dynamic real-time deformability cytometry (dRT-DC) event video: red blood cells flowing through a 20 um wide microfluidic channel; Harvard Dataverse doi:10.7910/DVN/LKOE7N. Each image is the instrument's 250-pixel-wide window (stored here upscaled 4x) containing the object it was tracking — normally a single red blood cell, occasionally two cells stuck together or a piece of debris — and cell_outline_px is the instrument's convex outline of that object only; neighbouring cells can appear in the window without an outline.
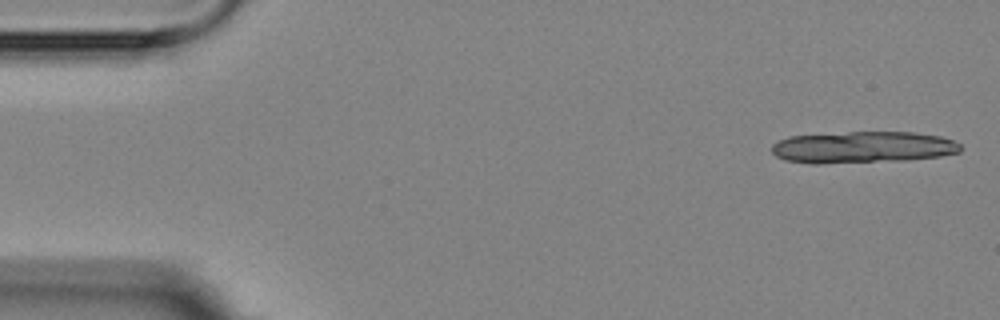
{"species": "Egyptian fruit bat (a non-hibernating species)", "species_latin": "Rousettus aegyptiacus", "temperature_condition": "room temperature", "stored_images_in_passage": 5, "camera_frame_rate_fps": 3000, "um_per_image_px": 0.085, "animal": {"sex": "female"}, "frame": {"image": 1, "passage_image": 1, "time_ms": 0.0, "image_size_px": [1000, 320], "cell_outline_px": [[960, 152], [940, 156], [908, 160], [816, 164], [812, 164], [784, 160], [776, 156], [772, 152], [772, 144], [788, 136], [848, 132], [912, 132], [940, 136], [952, 140], [960, 144]], "centroid_in_image_um": [73.31, 12.52], "position_along_channel_um": 11.7, "area_um2": 34.97}}